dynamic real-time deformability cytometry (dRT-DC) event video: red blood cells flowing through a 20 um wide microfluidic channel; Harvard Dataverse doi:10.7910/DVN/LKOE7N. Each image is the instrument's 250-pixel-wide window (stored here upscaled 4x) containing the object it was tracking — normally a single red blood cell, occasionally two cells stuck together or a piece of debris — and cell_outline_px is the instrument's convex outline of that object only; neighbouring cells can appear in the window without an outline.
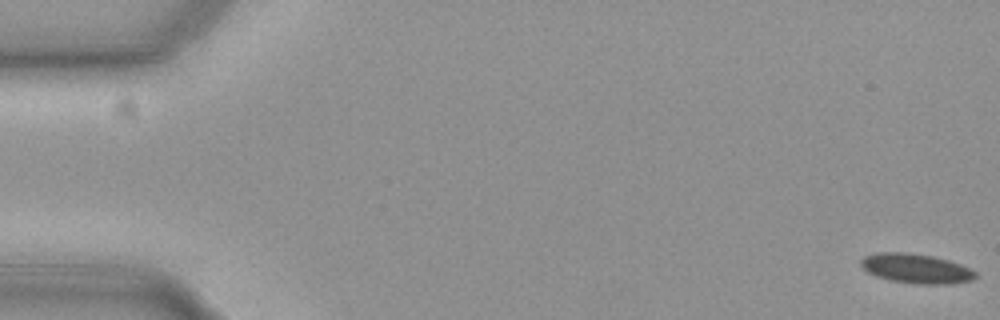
{"species": "common noctule bat (a hibernating species)", "species_latin": "Nyctalus noctula", "temperature_condition": "cold", "stored_images_in_passage": 54, "camera_frame_rate_fps": 3000, "um_per_image_px": 0.085, "animal": {"sex": "female", "body_mass_g": 19.3, "forearm_length_mm": 54.1}, "frame": {"image": 1, "passage_image": 1, "time_ms": 0.0, "image_size_px": [1000, 320], "cell_outline_px": [[976, 276], [972, 280], [952, 284], [916, 284], [892, 280], [876, 276], [868, 272], [860, 264], [860, 260], [864, 256], [876, 252], [908, 252], [932, 256], [948, 260], [960, 264], [976, 272]], "centroid_in_image_um": [77.85, 22.82], "position_along_channel_um": 7.1, "area_um2": 19.71}}
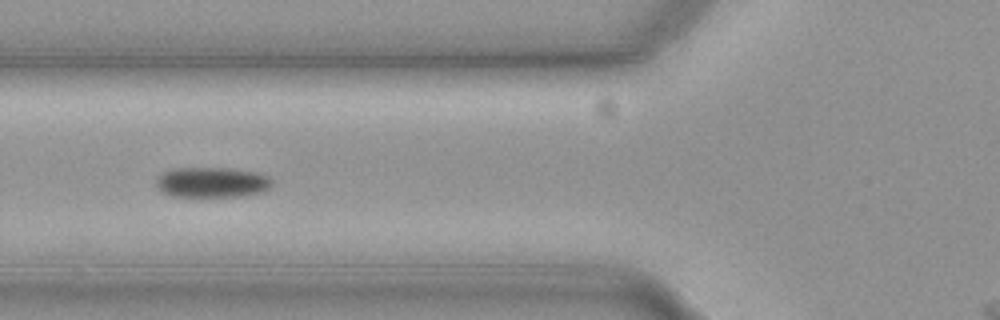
{"frame": {"image": 2, "passage_image": 22, "time_ms": 7.0, "image_size_px": [1000, 320], "cell_outline_px": [[272, 184], [264, 192], [240, 196], [172, 196], [160, 192], [156, 188], [156, 176], [164, 172], [176, 168], [224, 168], [256, 172], [268, 176], [272, 180]], "centroid_in_image_um": [17.98, 15.5], "position_along_channel_um": 107.8, "area_um2": 20.52}}
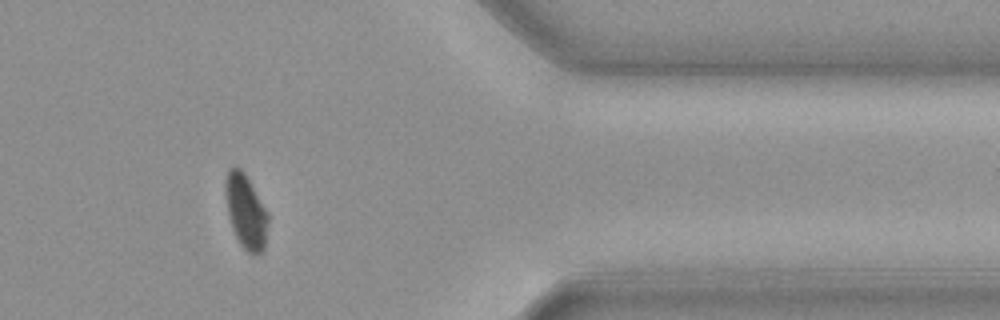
{"frame": {"image": 3, "passage_image": 47, "time_ms": 15.333, "image_size_px": [1000, 320], "cell_outline_px": [[268, 224], [264, 248], [256, 256], [252, 256], [240, 244], [232, 228], [228, 212], [228, 168], [240, 168], [244, 172], [268, 212]], "centroid_in_image_um": [20.96, 18.06], "position_along_channel_um": 390.4, "area_um2": 17.69}, "authors_computed_cell_mechanics": {"area_um2": 19.941, "velocity_mm_per_s": 3.68, "shape_relaxation_time_tau1_ms": 5.9542, "shape_relaxation_time_tau2_ms": null, "deformation_change_tau1": 0.1131, "deformation_change_tau2": null}}